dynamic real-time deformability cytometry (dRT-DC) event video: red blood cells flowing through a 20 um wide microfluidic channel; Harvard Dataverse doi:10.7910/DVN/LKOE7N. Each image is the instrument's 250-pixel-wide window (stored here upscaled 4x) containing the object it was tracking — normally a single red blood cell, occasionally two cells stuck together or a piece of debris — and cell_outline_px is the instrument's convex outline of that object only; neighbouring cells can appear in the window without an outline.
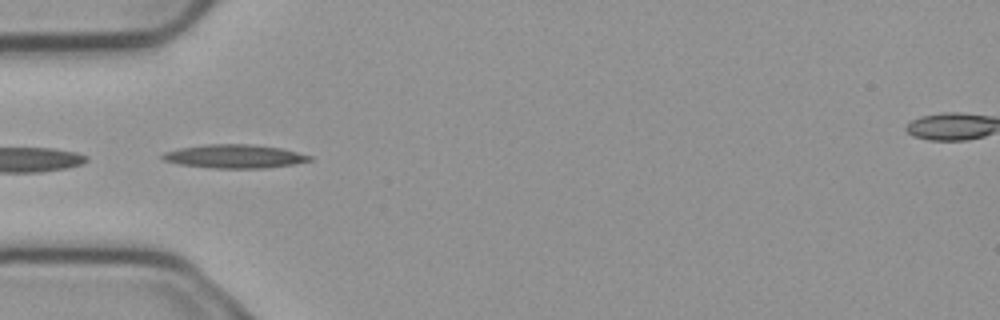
{"species": "common noctule bat (a hibernating species)", "species_latin": "Nyctalus noctula", "temperature_condition": "cold", "stored_images_in_passage": 5, "camera_frame_rate_fps": 3000, "um_per_image_px": 0.085, "animal": {"sex": "male", "body_mass_g": 23.1, "forearm_length_mm": 52.7}, "frame": {"image": 1, "passage_image": 3, "time_ms": 0.667, "image_size_px": [1000, 320], "cell_outline_px": [[312, 160], [292, 164], [264, 168], [212, 168], [180, 164], [164, 160], [160, 156], [164, 152], [180, 148], [208, 144], [252, 144], [280, 148], [312, 156]], "centroid_in_image_um": [19.91, 13.28], "position_along_channel_um": 65.1, "area_um2": 20.0}}
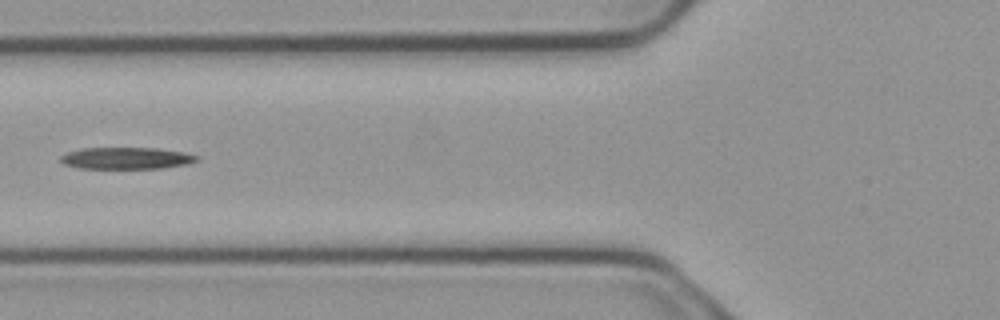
{"frame": {"image": 2, "passage_image": 4, "time_ms": 1.0, "image_size_px": [1000, 320], "cell_outline_px": [[200, 160], [184, 164], [164, 168], [80, 168], [64, 164], [60, 160], [60, 156], [68, 152], [80, 148], [156, 148], [180, 152], [200, 156]], "centroid_in_image_um": [10.72, 13.44], "position_along_channel_um": 115.1, "area_um2": 17.11}}
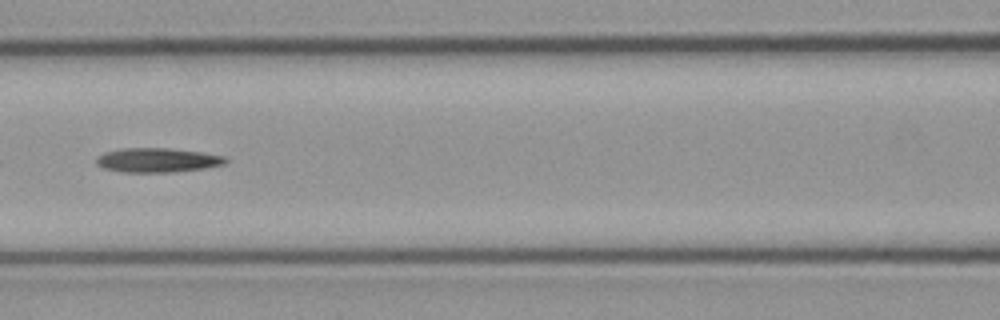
{"frame": {"image": 3, "passage_image": 5, "time_ms": 1.333, "image_size_px": [1000, 320], "cell_outline_px": [[228, 160], [224, 164], [204, 168], [172, 172], [124, 172], [104, 168], [96, 164], [96, 156], [104, 152], [120, 148], [168, 148], [200, 152], [224, 156]], "centroid_in_image_um": [13.34, 13.6], "position_along_channel_um": 153.3, "area_um2": 18.26}}